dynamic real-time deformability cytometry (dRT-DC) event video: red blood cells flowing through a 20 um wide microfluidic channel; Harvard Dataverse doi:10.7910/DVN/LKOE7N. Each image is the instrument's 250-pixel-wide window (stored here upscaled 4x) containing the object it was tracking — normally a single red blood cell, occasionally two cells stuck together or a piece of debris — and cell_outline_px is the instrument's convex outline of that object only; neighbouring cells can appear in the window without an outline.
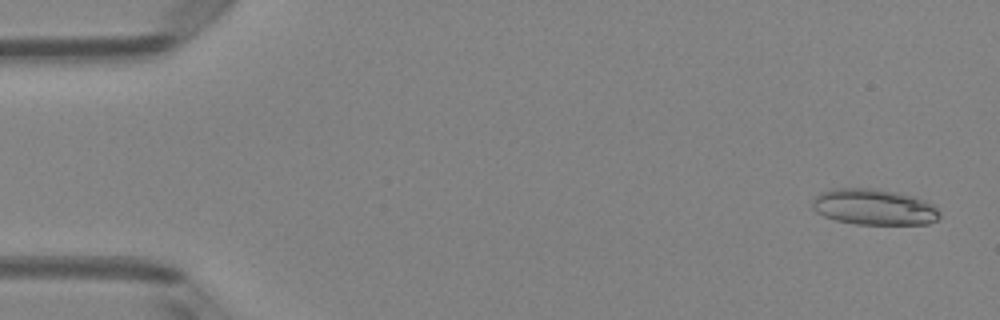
{"species": "Egyptian fruit bat (a non-hibernating species)", "species_latin": "Rousettus aegyptiacus", "temperature_condition": "room temperature", "stored_images_in_passage": 51, "segment_of_instrument_passage": [1, 2], "camera_frame_rate_fps": 3000, "um_per_image_px": 0.085, "animal": {"sex": "female"}, "frame": {"image": 1, "passage_image": 2, "time_ms": 0.333, "image_size_px": [1000, 320], "cell_outline_px": [[940, 216], [936, 220], [928, 224], [856, 224], [836, 220], [824, 216], [816, 212], [812, 208], [812, 200], [820, 192], [832, 188], [876, 188], [896, 192], [912, 196], [936, 204], [940, 212]], "centroid_in_image_um": [74.3, 17.59], "position_along_channel_um": 10.7, "area_um2": 26.93}}
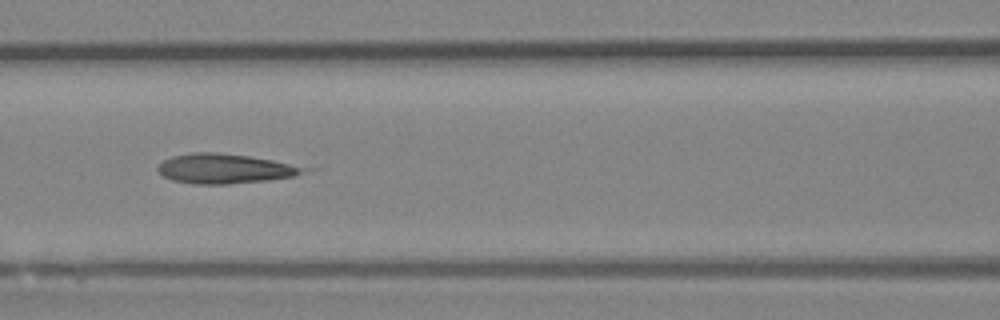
{"frame": {"image": 2, "passage_image": 22, "time_ms": 7.0, "image_size_px": [1000, 320], "cell_outline_px": [[316, 168], [296, 176], [268, 180], [228, 184], [192, 184], [172, 180], [164, 176], [156, 168], [164, 160], [172, 156], [192, 152], [216, 152], [248, 156], [272, 160]], "centroid_in_image_um": [19.18, 14.33], "position_along_channel_um": 147.4, "area_um2": 25.49}}
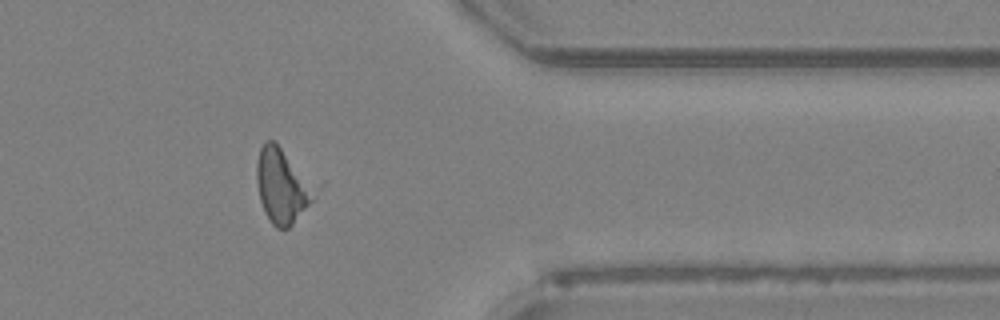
{"frame": {"image": 3, "passage_image": 41, "time_ms": 13.333, "image_size_px": [1000, 320], "cell_outline_px": [[312, 200], [292, 224], [288, 228], [276, 228], [272, 224], [264, 212], [260, 200], [256, 180], [256, 164], [260, 148], [264, 140], [272, 140], [280, 148]], "centroid_in_image_um": [23.74, 15.88], "position_along_channel_um": 387.7, "area_um2": 22.2}}